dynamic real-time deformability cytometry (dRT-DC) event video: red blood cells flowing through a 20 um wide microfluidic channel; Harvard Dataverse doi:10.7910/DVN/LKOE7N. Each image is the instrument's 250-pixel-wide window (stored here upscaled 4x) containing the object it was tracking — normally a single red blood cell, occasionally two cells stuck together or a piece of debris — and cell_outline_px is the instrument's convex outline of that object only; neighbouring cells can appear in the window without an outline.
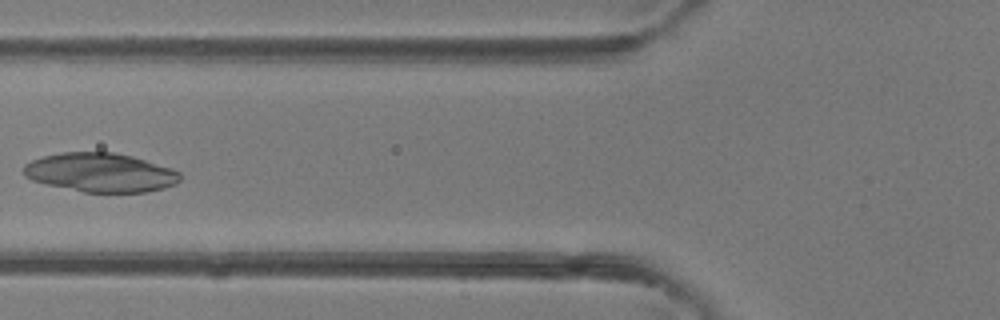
{"species": "common noctule bat (a hibernating species)", "species_latin": "Nyctalus noctula", "temperature_condition": "room temperature", "stored_images_in_passage": 6, "camera_frame_rate_fps": 3000, "um_per_image_px": 0.085, "animal": {"sex": "female"}, "frame": {"image": 1, "passage_image": 6, "time_ms": 5.333, "image_size_px": [1000, 320], "cell_outline_px": [[180, 180], [176, 184], [164, 188], [148, 192], [84, 192], [48, 184], [32, 180], [24, 176], [24, 164], [32, 160], [44, 156], [64, 152], [116, 152], [132, 156], [172, 168], [180, 172]], "centroid_in_image_um": [8.57, 14.66], "position_along_channel_um": 117.2, "area_um2": 35.49}}